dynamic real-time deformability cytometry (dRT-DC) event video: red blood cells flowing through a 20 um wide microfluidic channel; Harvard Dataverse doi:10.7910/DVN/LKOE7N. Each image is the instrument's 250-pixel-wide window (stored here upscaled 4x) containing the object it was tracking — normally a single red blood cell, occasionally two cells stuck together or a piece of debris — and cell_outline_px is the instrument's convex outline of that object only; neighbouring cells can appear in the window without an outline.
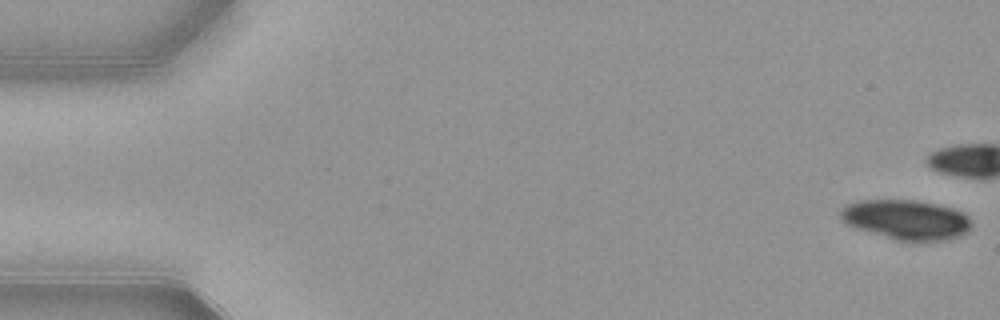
{"species": "common noctule bat (a hibernating species)", "species_latin": "Nyctalus noctula", "temperature_condition": "warm", "stored_images_in_passage": 41, "camera_frame_rate_fps": 3000, "um_per_image_px": 0.085, "animal": {"sex": "female", "body_mass_g": 21.9}, "frame": {"image": 1, "passage_image": 1, "time_ms": 0.0, "image_size_px": [1000, 320], "cell_outline_px": [[972, 224], [960, 236], [948, 240], [896, 240], [856, 228], [844, 224], [840, 220], [840, 212], [844, 204], [856, 200], [916, 200], [936, 204], [952, 208], [968, 216]], "centroid_in_image_um": [76.96, 18.65], "position_along_channel_um": 8.0, "area_um2": 30.29}}